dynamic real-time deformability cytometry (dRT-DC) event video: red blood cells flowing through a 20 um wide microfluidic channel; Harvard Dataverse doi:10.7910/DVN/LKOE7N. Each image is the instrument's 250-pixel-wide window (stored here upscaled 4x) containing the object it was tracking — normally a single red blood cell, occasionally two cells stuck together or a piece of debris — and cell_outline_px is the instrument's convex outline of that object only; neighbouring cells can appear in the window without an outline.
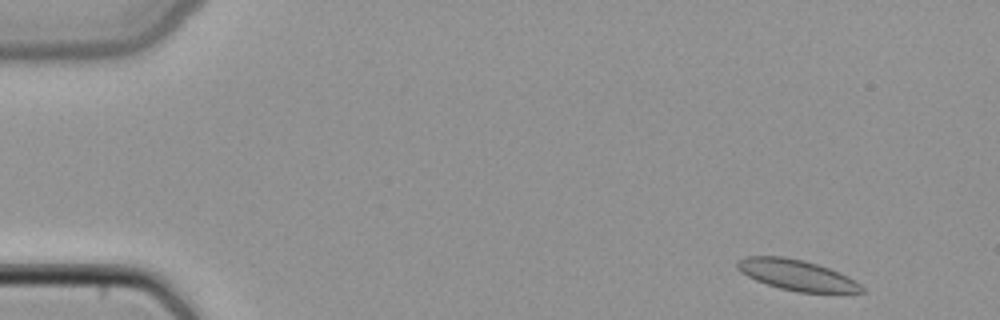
{"species": "common noctule bat (a hibernating species)", "species_latin": "Nyctalus noctula", "temperature_condition": "cold", "stored_images_in_passage": 13, "camera_frame_rate_fps": 3000, "um_per_image_px": 0.085, "animal": {"sex": "female", "body_mass_g": 22.7, "forearm_length_mm": 54.2}, "frame": {"image": 1, "passage_image": 3, "time_ms": 0.667, "image_size_px": [1000, 320], "cell_outline_px": [[864, 292], [800, 292], [780, 288], [756, 280], [740, 272], [736, 268], [736, 264], [740, 260], [748, 256], [784, 256], [804, 260], [828, 268], [848, 276], [860, 284], [864, 288]], "centroid_in_image_um": [67.71, 23.37], "position_along_channel_um": 17.3, "area_um2": 21.91}}